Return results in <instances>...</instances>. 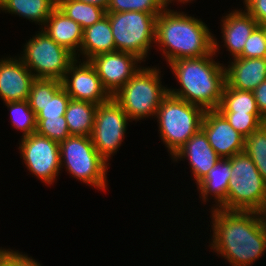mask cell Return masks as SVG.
Returning <instances> with one entry per match:
<instances>
[{
  "instance_id": "cell-18",
  "label": "cell",
  "mask_w": 266,
  "mask_h": 266,
  "mask_svg": "<svg viewBox=\"0 0 266 266\" xmlns=\"http://www.w3.org/2000/svg\"><path fill=\"white\" fill-rule=\"evenodd\" d=\"M226 71V84L241 91H253L266 80V58H233Z\"/></svg>"
},
{
  "instance_id": "cell-8",
  "label": "cell",
  "mask_w": 266,
  "mask_h": 266,
  "mask_svg": "<svg viewBox=\"0 0 266 266\" xmlns=\"http://www.w3.org/2000/svg\"><path fill=\"white\" fill-rule=\"evenodd\" d=\"M158 15L138 11L106 12L116 51L132 53L146 61L151 44L155 43Z\"/></svg>"
},
{
  "instance_id": "cell-4",
  "label": "cell",
  "mask_w": 266,
  "mask_h": 266,
  "mask_svg": "<svg viewBox=\"0 0 266 266\" xmlns=\"http://www.w3.org/2000/svg\"><path fill=\"white\" fill-rule=\"evenodd\" d=\"M205 110L195 104L167 94L158 107L160 137L172 156L201 129Z\"/></svg>"
},
{
  "instance_id": "cell-5",
  "label": "cell",
  "mask_w": 266,
  "mask_h": 266,
  "mask_svg": "<svg viewBox=\"0 0 266 266\" xmlns=\"http://www.w3.org/2000/svg\"><path fill=\"white\" fill-rule=\"evenodd\" d=\"M228 159L231 179L227 190L226 210L266 214V183L255 163L244 152Z\"/></svg>"
},
{
  "instance_id": "cell-19",
  "label": "cell",
  "mask_w": 266,
  "mask_h": 266,
  "mask_svg": "<svg viewBox=\"0 0 266 266\" xmlns=\"http://www.w3.org/2000/svg\"><path fill=\"white\" fill-rule=\"evenodd\" d=\"M223 18L221 33L224 46L236 58L242 53L246 40L259 24L246 10L231 11Z\"/></svg>"
},
{
  "instance_id": "cell-6",
  "label": "cell",
  "mask_w": 266,
  "mask_h": 266,
  "mask_svg": "<svg viewBox=\"0 0 266 266\" xmlns=\"http://www.w3.org/2000/svg\"><path fill=\"white\" fill-rule=\"evenodd\" d=\"M160 69L141 67L112 97L120 104L130 121L155 116L162 99L168 94L163 87Z\"/></svg>"
},
{
  "instance_id": "cell-14",
  "label": "cell",
  "mask_w": 266,
  "mask_h": 266,
  "mask_svg": "<svg viewBox=\"0 0 266 266\" xmlns=\"http://www.w3.org/2000/svg\"><path fill=\"white\" fill-rule=\"evenodd\" d=\"M201 130L221 158L243 153L245 137L237 132L217 109L205 110Z\"/></svg>"
},
{
  "instance_id": "cell-31",
  "label": "cell",
  "mask_w": 266,
  "mask_h": 266,
  "mask_svg": "<svg viewBox=\"0 0 266 266\" xmlns=\"http://www.w3.org/2000/svg\"><path fill=\"white\" fill-rule=\"evenodd\" d=\"M229 124L244 137L249 136L253 131L258 129L263 123L265 118L260 113H221Z\"/></svg>"
},
{
  "instance_id": "cell-21",
  "label": "cell",
  "mask_w": 266,
  "mask_h": 266,
  "mask_svg": "<svg viewBox=\"0 0 266 266\" xmlns=\"http://www.w3.org/2000/svg\"><path fill=\"white\" fill-rule=\"evenodd\" d=\"M231 179V166L228 158H220L214 167L204 176L197 184V188L201 193V198L205 203L208 196L215 197L216 208L226 210V197Z\"/></svg>"
},
{
  "instance_id": "cell-34",
  "label": "cell",
  "mask_w": 266,
  "mask_h": 266,
  "mask_svg": "<svg viewBox=\"0 0 266 266\" xmlns=\"http://www.w3.org/2000/svg\"><path fill=\"white\" fill-rule=\"evenodd\" d=\"M246 11L258 22L266 24V0H244Z\"/></svg>"
},
{
  "instance_id": "cell-15",
  "label": "cell",
  "mask_w": 266,
  "mask_h": 266,
  "mask_svg": "<svg viewBox=\"0 0 266 266\" xmlns=\"http://www.w3.org/2000/svg\"><path fill=\"white\" fill-rule=\"evenodd\" d=\"M71 97L57 79H38L32 84L28 102L36 118L64 116Z\"/></svg>"
},
{
  "instance_id": "cell-1",
  "label": "cell",
  "mask_w": 266,
  "mask_h": 266,
  "mask_svg": "<svg viewBox=\"0 0 266 266\" xmlns=\"http://www.w3.org/2000/svg\"><path fill=\"white\" fill-rule=\"evenodd\" d=\"M210 245L232 266H250L266 251V214L212 207Z\"/></svg>"
},
{
  "instance_id": "cell-24",
  "label": "cell",
  "mask_w": 266,
  "mask_h": 266,
  "mask_svg": "<svg viewBox=\"0 0 266 266\" xmlns=\"http://www.w3.org/2000/svg\"><path fill=\"white\" fill-rule=\"evenodd\" d=\"M56 7L57 0H0V10L17 14L38 25H44Z\"/></svg>"
},
{
  "instance_id": "cell-39",
  "label": "cell",
  "mask_w": 266,
  "mask_h": 266,
  "mask_svg": "<svg viewBox=\"0 0 266 266\" xmlns=\"http://www.w3.org/2000/svg\"><path fill=\"white\" fill-rule=\"evenodd\" d=\"M260 26L264 29V32H265V35H266V24H262Z\"/></svg>"
},
{
  "instance_id": "cell-7",
  "label": "cell",
  "mask_w": 266,
  "mask_h": 266,
  "mask_svg": "<svg viewBox=\"0 0 266 266\" xmlns=\"http://www.w3.org/2000/svg\"><path fill=\"white\" fill-rule=\"evenodd\" d=\"M59 146L61 166L65 165L73 178L106 190L109 163L97 152L91 136L70 135Z\"/></svg>"
},
{
  "instance_id": "cell-10",
  "label": "cell",
  "mask_w": 266,
  "mask_h": 266,
  "mask_svg": "<svg viewBox=\"0 0 266 266\" xmlns=\"http://www.w3.org/2000/svg\"><path fill=\"white\" fill-rule=\"evenodd\" d=\"M128 120V115L113 97L98 105L91 139L97 152L107 162L121 146Z\"/></svg>"
},
{
  "instance_id": "cell-27",
  "label": "cell",
  "mask_w": 266,
  "mask_h": 266,
  "mask_svg": "<svg viewBox=\"0 0 266 266\" xmlns=\"http://www.w3.org/2000/svg\"><path fill=\"white\" fill-rule=\"evenodd\" d=\"M243 152L255 163L266 183V123L245 137Z\"/></svg>"
},
{
  "instance_id": "cell-23",
  "label": "cell",
  "mask_w": 266,
  "mask_h": 266,
  "mask_svg": "<svg viewBox=\"0 0 266 266\" xmlns=\"http://www.w3.org/2000/svg\"><path fill=\"white\" fill-rule=\"evenodd\" d=\"M97 107L91 102L70 99L64 115L70 135L91 136Z\"/></svg>"
},
{
  "instance_id": "cell-12",
  "label": "cell",
  "mask_w": 266,
  "mask_h": 266,
  "mask_svg": "<svg viewBox=\"0 0 266 266\" xmlns=\"http://www.w3.org/2000/svg\"><path fill=\"white\" fill-rule=\"evenodd\" d=\"M89 61L103 87L113 96L140 70L141 66L137 67V64L143 60L132 53L115 51L95 55Z\"/></svg>"
},
{
  "instance_id": "cell-32",
  "label": "cell",
  "mask_w": 266,
  "mask_h": 266,
  "mask_svg": "<svg viewBox=\"0 0 266 266\" xmlns=\"http://www.w3.org/2000/svg\"><path fill=\"white\" fill-rule=\"evenodd\" d=\"M239 58H266V35L264 29L258 25L245 42Z\"/></svg>"
},
{
  "instance_id": "cell-3",
  "label": "cell",
  "mask_w": 266,
  "mask_h": 266,
  "mask_svg": "<svg viewBox=\"0 0 266 266\" xmlns=\"http://www.w3.org/2000/svg\"><path fill=\"white\" fill-rule=\"evenodd\" d=\"M213 34L207 24L184 12L167 7L157 16L155 43L168 64L177 59L195 58L213 52Z\"/></svg>"
},
{
  "instance_id": "cell-16",
  "label": "cell",
  "mask_w": 266,
  "mask_h": 266,
  "mask_svg": "<svg viewBox=\"0 0 266 266\" xmlns=\"http://www.w3.org/2000/svg\"><path fill=\"white\" fill-rule=\"evenodd\" d=\"M35 79L20 56L0 60V97L4 103L28 100Z\"/></svg>"
},
{
  "instance_id": "cell-11",
  "label": "cell",
  "mask_w": 266,
  "mask_h": 266,
  "mask_svg": "<svg viewBox=\"0 0 266 266\" xmlns=\"http://www.w3.org/2000/svg\"><path fill=\"white\" fill-rule=\"evenodd\" d=\"M19 144L18 149L28 170L43 183H54L62 168L59 143L33 133L22 137Z\"/></svg>"
},
{
  "instance_id": "cell-26",
  "label": "cell",
  "mask_w": 266,
  "mask_h": 266,
  "mask_svg": "<svg viewBox=\"0 0 266 266\" xmlns=\"http://www.w3.org/2000/svg\"><path fill=\"white\" fill-rule=\"evenodd\" d=\"M217 110L220 113H260L252 91H241L225 84L221 102Z\"/></svg>"
},
{
  "instance_id": "cell-25",
  "label": "cell",
  "mask_w": 266,
  "mask_h": 266,
  "mask_svg": "<svg viewBox=\"0 0 266 266\" xmlns=\"http://www.w3.org/2000/svg\"><path fill=\"white\" fill-rule=\"evenodd\" d=\"M57 8L78 23L83 30L106 16L105 8L78 0H57Z\"/></svg>"
},
{
  "instance_id": "cell-22",
  "label": "cell",
  "mask_w": 266,
  "mask_h": 266,
  "mask_svg": "<svg viewBox=\"0 0 266 266\" xmlns=\"http://www.w3.org/2000/svg\"><path fill=\"white\" fill-rule=\"evenodd\" d=\"M115 42L109 18L103 17L99 22L83 30L80 53L86 61L101 53L115 52Z\"/></svg>"
},
{
  "instance_id": "cell-17",
  "label": "cell",
  "mask_w": 266,
  "mask_h": 266,
  "mask_svg": "<svg viewBox=\"0 0 266 266\" xmlns=\"http://www.w3.org/2000/svg\"><path fill=\"white\" fill-rule=\"evenodd\" d=\"M172 160L188 158L189 164L198 184L212 167L220 160V156L210 146L207 136L200 129L196 134L172 155Z\"/></svg>"
},
{
  "instance_id": "cell-9",
  "label": "cell",
  "mask_w": 266,
  "mask_h": 266,
  "mask_svg": "<svg viewBox=\"0 0 266 266\" xmlns=\"http://www.w3.org/2000/svg\"><path fill=\"white\" fill-rule=\"evenodd\" d=\"M23 50L21 60L38 79L62 81L69 66L76 60L73 53L42 30L24 45Z\"/></svg>"
},
{
  "instance_id": "cell-33",
  "label": "cell",
  "mask_w": 266,
  "mask_h": 266,
  "mask_svg": "<svg viewBox=\"0 0 266 266\" xmlns=\"http://www.w3.org/2000/svg\"><path fill=\"white\" fill-rule=\"evenodd\" d=\"M10 250V251H9ZM3 266H41L36 260L28 257L26 254L3 249Z\"/></svg>"
},
{
  "instance_id": "cell-13",
  "label": "cell",
  "mask_w": 266,
  "mask_h": 266,
  "mask_svg": "<svg viewBox=\"0 0 266 266\" xmlns=\"http://www.w3.org/2000/svg\"><path fill=\"white\" fill-rule=\"evenodd\" d=\"M77 62L79 61L76 59L69 66L62 80L67 94L73 100L87 101L96 105L108 101L112 96L103 87L95 67L90 61L85 60L82 63L80 61L79 65Z\"/></svg>"
},
{
  "instance_id": "cell-29",
  "label": "cell",
  "mask_w": 266,
  "mask_h": 266,
  "mask_svg": "<svg viewBox=\"0 0 266 266\" xmlns=\"http://www.w3.org/2000/svg\"><path fill=\"white\" fill-rule=\"evenodd\" d=\"M165 8L164 0H109L106 12L138 11L160 14Z\"/></svg>"
},
{
  "instance_id": "cell-35",
  "label": "cell",
  "mask_w": 266,
  "mask_h": 266,
  "mask_svg": "<svg viewBox=\"0 0 266 266\" xmlns=\"http://www.w3.org/2000/svg\"><path fill=\"white\" fill-rule=\"evenodd\" d=\"M260 114L266 119V80L253 91Z\"/></svg>"
},
{
  "instance_id": "cell-36",
  "label": "cell",
  "mask_w": 266,
  "mask_h": 266,
  "mask_svg": "<svg viewBox=\"0 0 266 266\" xmlns=\"http://www.w3.org/2000/svg\"><path fill=\"white\" fill-rule=\"evenodd\" d=\"M78 1L95 4V5H98L100 7L105 8V9H106L108 2H109V0H78Z\"/></svg>"
},
{
  "instance_id": "cell-38",
  "label": "cell",
  "mask_w": 266,
  "mask_h": 266,
  "mask_svg": "<svg viewBox=\"0 0 266 266\" xmlns=\"http://www.w3.org/2000/svg\"><path fill=\"white\" fill-rule=\"evenodd\" d=\"M0 266H3V249H0Z\"/></svg>"
},
{
  "instance_id": "cell-30",
  "label": "cell",
  "mask_w": 266,
  "mask_h": 266,
  "mask_svg": "<svg viewBox=\"0 0 266 266\" xmlns=\"http://www.w3.org/2000/svg\"><path fill=\"white\" fill-rule=\"evenodd\" d=\"M36 133L54 140L58 143L70 136L68 125L64 116L58 118H36Z\"/></svg>"
},
{
  "instance_id": "cell-20",
  "label": "cell",
  "mask_w": 266,
  "mask_h": 266,
  "mask_svg": "<svg viewBox=\"0 0 266 266\" xmlns=\"http://www.w3.org/2000/svg\"><path fill=\"white\" fill-rule=\"evenodd\" d=\"M41 29L57 44L73 53L77 59L83 40V29L78 23L56 7L45 21L44 28L41 27Z\"/></svg>"
},
{
  "instance_id": "cell-37",
  "label": "cell",
  "mask_w": 266,
  "mask_h": 266,
  "mask_svg": "<svg viewBox=\"0 0 266 266\" xmlns=\"http://www.w3.org/2000/svg\"><path fill=\"white\" fill-rule=\"evenodd\" d=\"M171 1H173V0H164V3H165V6L167 7L170 3H172ZM180 1V3H187V2H190L191 0H178L177 2H179ZM193 1V0H192Z\"/></svg>"
},
{
  "instance_id": "cell-28",
  "label": "cell",
  "mask_w": 266,
  "mask_h": 266,
  "mask_svg": "<svg viewBox=\"0 0 266 266\" xmlns=\"http://www.w3.org/2000/svg\"><path fill=\"white\" fill-rule=\"evenodd\" d=\"M10 112L12 126L23 132L22 137L36 133V114L30 108L28 100L5 103Z\"/></svg>"
},
{
  "instance_id": "cell-2",
  "label": "cell",
  "mask_w": 266,
  "mask_h": 266,
  "mask_svg": "<svg viewBox=\"0 0 266 266\" xmlns=\"http://www.w3.org/2000/svg\"><path fill=\"white\" fill-rule=\"evenodd\" d=\"M216 40L213 38V52L210 55L177 59L169 63L182 87L168 89L169 94L204 110L219 107L226 84V71L225 65L213 60V55L220 50Z\"/></svg>"
}]
</instances>
